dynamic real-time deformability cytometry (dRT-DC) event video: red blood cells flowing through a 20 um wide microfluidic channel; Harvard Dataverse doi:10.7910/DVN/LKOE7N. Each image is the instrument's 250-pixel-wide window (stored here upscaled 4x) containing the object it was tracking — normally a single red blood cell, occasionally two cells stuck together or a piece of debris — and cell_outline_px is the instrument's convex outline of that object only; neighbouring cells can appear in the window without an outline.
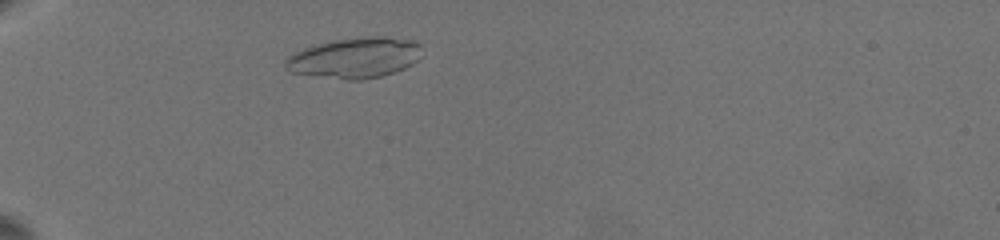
{"species": "common noctule bat (a hibernating species)", "species_latin": "Nyctalus noctula", "temperature_condition": "warm", "stored_images_in_passage": 25, "camera_frame_rate_fps": 3000, "um_per_image_px": 0.085, "animal": {"sex": "female", "body_mass_g": 19.5, "forearm_length_mm": 54.1}, "frame": {"image": 1, "passage_image": 1, "time_ms": 0.0, "image_size_px": [1000, 240], "cell_outline_px": [[420, 56], [412, 64], [404, 68], [380, 76], [360, 80], [348, 80], [292, 72], [284, 68], [284, 60], [288, 56], [304, 48], [332, 40], [368, 36], [388, 36], [412, 40], [420, 44]], "centroid_in_image_um": [30.16, 4.9], "position_along_channel_um": 54.8, "area_um2": 32.08}}
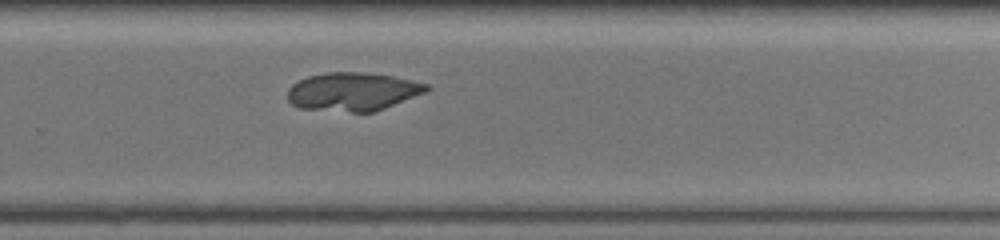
{"frame": {"image": 2, "passage_image": 15, "time_ms": 7.667, "image_size_px": [1000, 240], "cell_outline_px": [[432, 88], [428, 92], [384, 108], [372, 112], [352, 112], [300, 108], [292, 104], [288, 100], [288, 88], [292, 84], [308, 76], [328, 72], [364, 72], [392, 76], [412, 80], [428, 84]], "centroid_in_image_um": [30.02, 7.78], "position_along_channel_um": 299.8, "area_um2": 31.15}}
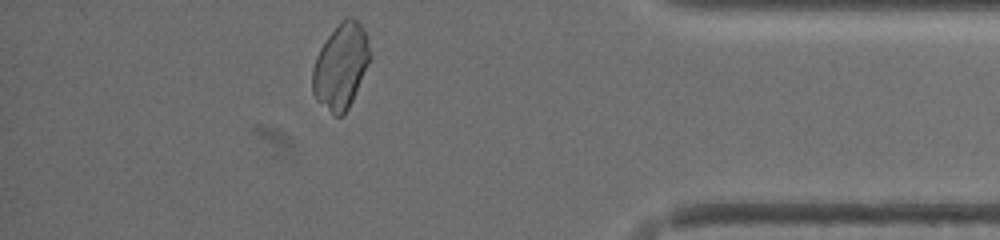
{"frame": {"image": 3, "passage_image": 25, "time_ms": 11.333, "image_size_px": [1000, 240], "cell_outline_px": [[372, 56], [352, 100], [348, 108], [340, 116], [336, 116], [316, 100], [312, 92], [312, 68], [316, 56], [320, 48], [328, 36], [344, 16], [352, 16], [360, 24], [368, 36]], "centroid_in_image_um": [28.98, 5.58], "position_along_channel_um": 406.2, "area_um2": 28.61}}